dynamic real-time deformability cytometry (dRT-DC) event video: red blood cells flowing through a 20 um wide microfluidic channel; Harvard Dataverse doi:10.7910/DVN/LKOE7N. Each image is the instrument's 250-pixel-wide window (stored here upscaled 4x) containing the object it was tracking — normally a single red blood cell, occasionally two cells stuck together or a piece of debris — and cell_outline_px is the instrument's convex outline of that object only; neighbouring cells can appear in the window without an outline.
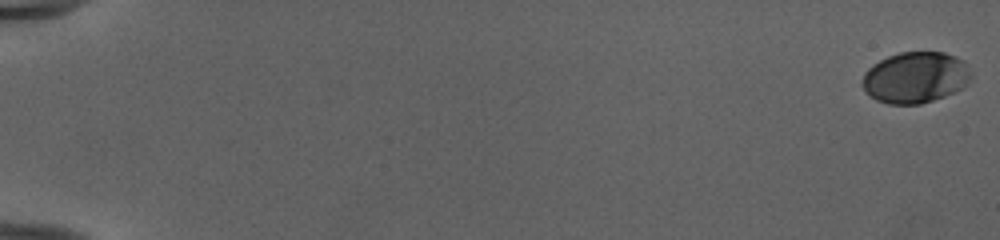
{"species": "human", "species_latin": "Homo sapiens", "temperature_condition": "cold", "stored_images_in_passage": 52, "camera_frame_rate_fps": 3000, "um_per_image_px": 0.085, "donor": {"sex": "female"}, "frame": {"image": 1, "passage_image": 1, "time_ms": 0.0, "image_size_px": [1000, 240], "cell_outline_px": [[972, 76], [956, 92], [920, 104], [888, 104], [876, 100], [860, 84], [864, 72], [872, 64], [888, 56], [900, 52], [944, 52], [956, 56], [964, 60], [968, 64], [972, 72]], "centroid_in_image_um": [77.81, 6.57], "position_along_channel_um": 7.2, "area_um2": 32.6}}
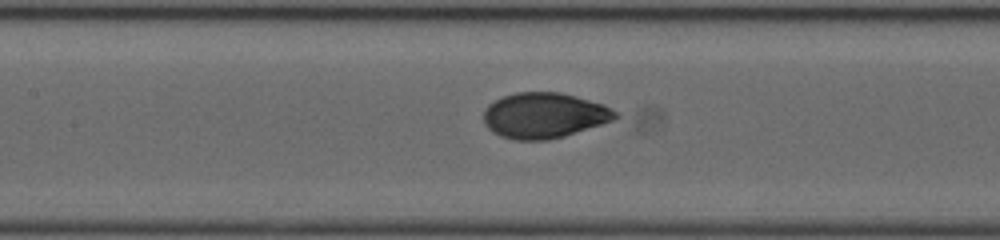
{"frame": {"image": 2, "passage_image": 28, "time_ms": 9.0, "image_size_px": [1000, 240], "cell_outline_px": [[620, 116], [612, 120], [564, 136], [548, 140], [512, 140], [500, 136], [492, 132], [484, 124], [484, 112], [488, 104], [504, 96], [516, 92], [560, 92], [576, 96], [604, 104], [612, 108]], "centroid_in_image_um": [46.24, 9.81], "position_along_channel_um": 161.2, "area_um2": 34.91}}
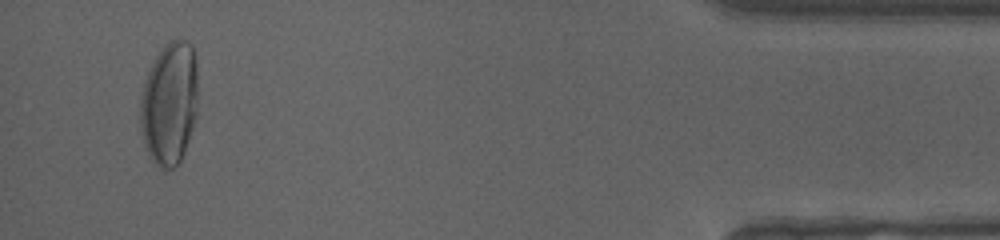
{"frame": {"image": 3, "passage_image": 52, "time_ms": 17.0, "image_size_px": [1000, 240], "cell_outline_px": [[196, 116], [184, 152], [180, 160], [172, 168], [160, 168], [152, 160], [144, 144], [140, 120], [140, 100], [144, 84], [148, 72], [156, 56], [164, 44], [168, 40], [184, 40], [192, 44], [196, 56]], "centroid_in_image_um": [14.4, 8.75], "position_along_channel_um": 420.8, "area_um2": 41.04}, "authors_computed_cell_mechanics": {"area_um2": 33.9286, "velocity_mm_per_s": 3.9976, "shape_relaxation_time_tau1_ms": 4.0319, "shape_relaxation_time_tau2_ms": null, "deformation_change_tau1": 0.1873, "deformation_change_tau2": null}}